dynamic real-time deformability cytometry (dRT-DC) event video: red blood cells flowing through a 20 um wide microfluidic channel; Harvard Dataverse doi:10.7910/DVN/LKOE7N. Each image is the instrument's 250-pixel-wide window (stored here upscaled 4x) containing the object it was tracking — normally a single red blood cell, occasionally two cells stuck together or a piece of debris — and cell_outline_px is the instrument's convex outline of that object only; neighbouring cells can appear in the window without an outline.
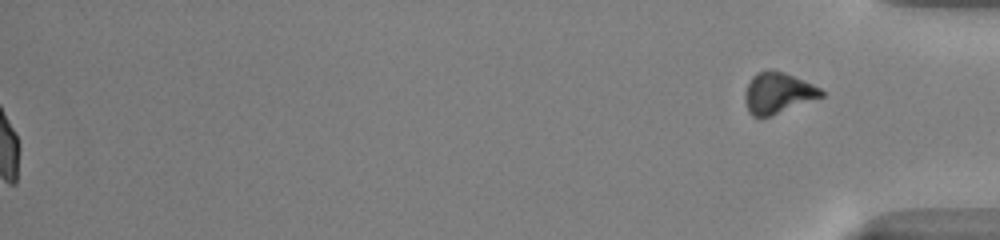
{"species": "common noctule bat (a hibernating species)", "species_latin": "Nyctalus noctula", "temperature_condition": "warm", "stored_images_in_passage": 46, "segment_of_instrument_passage": [2, 2], "camera_frame_rate_fps": 3000, "um_per_image_px": 0.085, "animal": {"sex": "male", "body_mass_g": 13.0, "forearm_length_mm": 53.1}, "frame": {"image": 1, "passage_image": 46, "time_ms": 15.0, "image_size_px": [1000, 240], "cell_outline_px": [[824, 96], [768, 116], [752, 116], [748, 112], [744, 100], [744, 92], [752, 76], [756, 72], [784, 72], [812, 84], [820, 88], [824, 92]], "centroid_in_image_um": [66.09, 7.92], "position_along_channel_um": 369.1, "area_um2": 17.74}}